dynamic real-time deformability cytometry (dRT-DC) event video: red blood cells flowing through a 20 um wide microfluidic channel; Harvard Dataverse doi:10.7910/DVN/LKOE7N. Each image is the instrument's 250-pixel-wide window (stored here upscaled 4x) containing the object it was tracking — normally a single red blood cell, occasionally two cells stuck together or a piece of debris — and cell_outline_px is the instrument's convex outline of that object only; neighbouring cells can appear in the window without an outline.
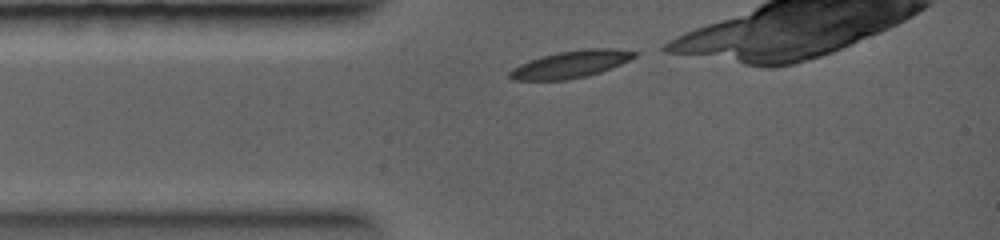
{"species": "common noctule bat (a hibernating species)", "species_latin": "Nyctalus noctula", "temperature_condition": "warm", "stored_images_in_passage": 10, "camera_frame_rate_fps": 5000, "um_per_image_px": 0.085, "animal": {"sex": "female", "body_mass_g": 19.0, "forearm_length_mm": 56.7}, "frame": {"image": 1, "passage_image": 1, "time_ms": 0.0, "image_size_px": [1000, 240], "cell_outline_px": [[640, 52], [636, 56], [620, 64], [600, 72], [568, 80], [512, 80], [508, 76], [508, 72], [512, 68], [520, 64], [544, 56], [560, 52], [584, 48], [616, 48]], "centroid_in_image_um": [48.53, 5.46], "position_along_channel_um": 36.5, "area_um2": 19.59}}